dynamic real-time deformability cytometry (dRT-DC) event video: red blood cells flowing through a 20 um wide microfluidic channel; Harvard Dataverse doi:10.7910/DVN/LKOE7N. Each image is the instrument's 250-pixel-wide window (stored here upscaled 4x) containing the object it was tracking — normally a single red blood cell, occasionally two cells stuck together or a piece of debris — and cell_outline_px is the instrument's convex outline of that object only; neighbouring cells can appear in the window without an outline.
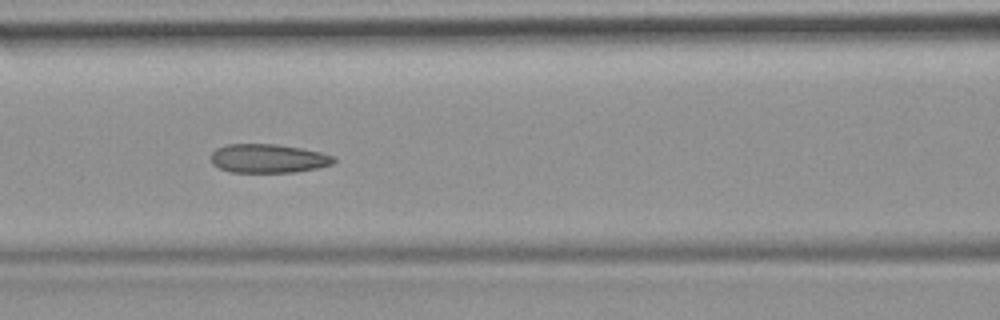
{"species": "common noctule bat (a hibernating species)", "species_latin": "Nyctalus noctula", "temperature_condition": "room temperature", "stored_images_in_passage": 15, "camera_frame_rate_fps": 3000, "um_per_image_px": 0.085, "animal": {"sex": "female", "body_mass_g": 19.9}, "frame": {"image": 1, "passage_image": 11, "time_ms": 3.333, "image_size_px": [1000, 320], "cell_outline_px": [[336, 160], [332, 164], [316, 168], [296, 172], [232, 172], [220, 168], [212, 164], [212, 152], [216, 148], [228, 144], [276, 144], [300, 148], [320, 152], [336, 156]], "centroid_in_image_um": [22.81, 13.47], "position_along_channel_um": 143.8, "area_um2": 20.58}}